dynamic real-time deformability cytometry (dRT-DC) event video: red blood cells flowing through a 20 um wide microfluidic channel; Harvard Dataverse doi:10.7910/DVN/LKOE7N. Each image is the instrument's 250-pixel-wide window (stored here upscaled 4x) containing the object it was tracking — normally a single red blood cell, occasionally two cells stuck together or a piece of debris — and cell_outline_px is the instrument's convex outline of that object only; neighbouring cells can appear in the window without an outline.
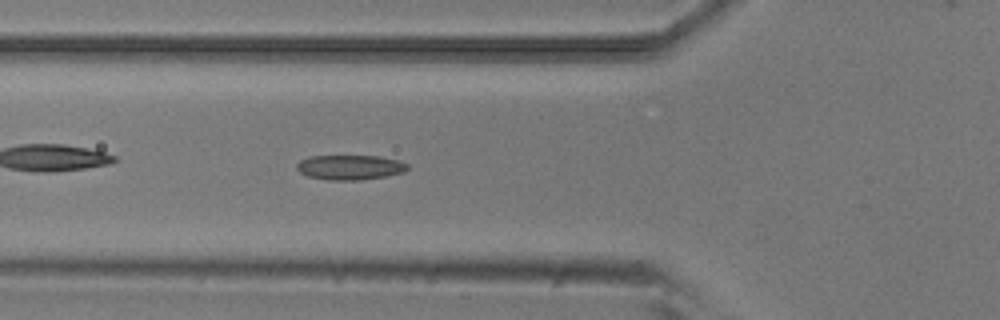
{"species": "common noctule bat (a hibernating species)", "species_latin": "Nyctalus noctula", "temperature_condition": "room temperature", "stored_images_in_passage": 10, "camera_frame_rate_fps": 3000, "um_per_image_px": 0.085, "animal": {"sex": "male", "body_mass_g": 20.5, "forearm_length_mm": 52.5}, "frame": {"image": 1, "passage_image": 9, "time_ms": 2.667, "image_size_px": [1000, 320], "cell_outline_px": [[408, 168], [404, 172], [384, 176], [360, 180], [328, 180], [308, 176], [300, 172], [296, 168], [296, 164], [300, 160], [308, 156], [376, 156], [396, 160], [408, 164]], "centroid_in_image_um": [29.71, 14.22], "position_along_channel_um": 96.1, "area_um2": 15.9}}